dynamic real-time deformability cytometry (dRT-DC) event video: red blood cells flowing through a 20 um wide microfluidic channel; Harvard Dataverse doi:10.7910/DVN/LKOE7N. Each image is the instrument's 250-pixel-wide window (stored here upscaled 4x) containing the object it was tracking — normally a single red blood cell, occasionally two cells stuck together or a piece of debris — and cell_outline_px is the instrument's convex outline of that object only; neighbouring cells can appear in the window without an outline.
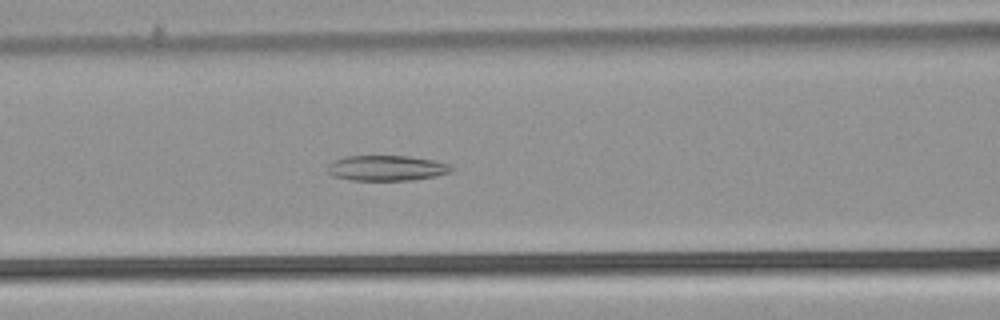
{"species": "common noctule bat (a hibernating species)", "species_latin": "Nyctalus noctula", "temperature_condition": "warm", "stored_images_in_passage": 50, "camera_frame_rate_fps": 3000, "um_per_image_px": 0.085, "animal": {"sex": "male", "body_mass_g": 21.5, "forearm_length_mm": 52.0}, "frame": {"image": 1, "passage_image": 20, "time_ms": 6.333, "image_size_px": [1000, 320], "cell_outline_px": [[456, 168], [452, 172], [436, 176], [412, 180], [352, 180], [332, 176], [328, 172], [328, 164], [332, 160], [344, 156], [408, 156], [432, 160], [448, 164]], "centroid_in_image_um": [32.86, 14.28], "position_along_channel_um": 133.7, "area_um2": 18.44}}
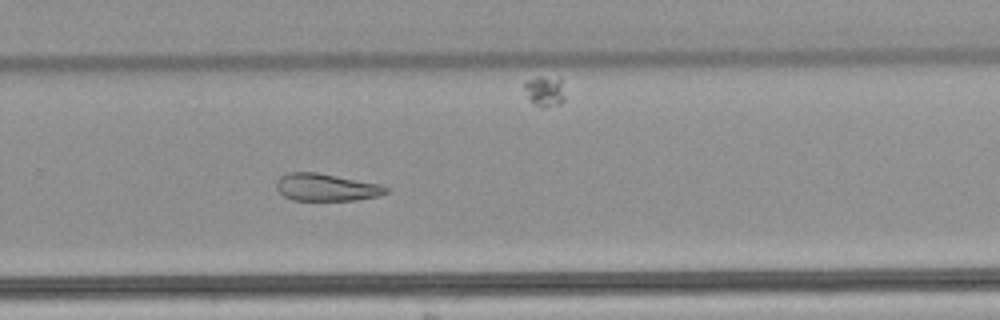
{"frame": {"image": 2, "passage_image": 33, "time_ms": 10.667, "image_size_px": [1000, 320], "cell_outline_px": [[388, 192], [380, 196], [356, 200], [292, 200], [284, 196], [276, 188], [276, 184], [280, 176], [288, 172], [316, 172], [380, 184], [388, 188]], "centroid_in_image_um": [27.73, 15.92], "position_along_channel_um": 302.1, "area_um2": 17.46}}
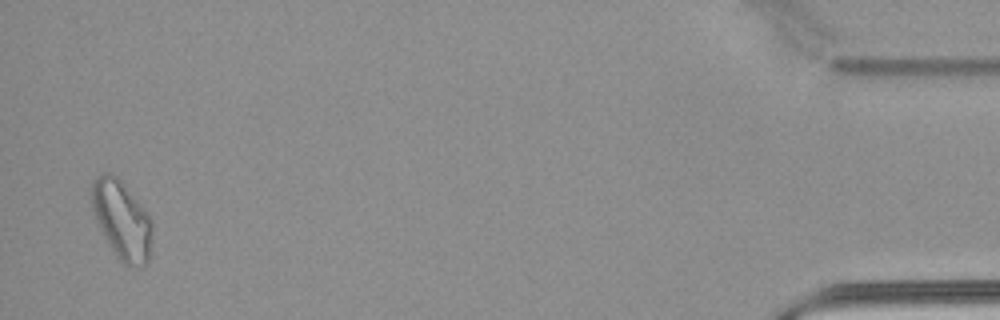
{"frame": {"image": 3, "passage_image": 49, "time_ms": 16.0, "image_size_px": [1000, 320], "cell_outline_px": [[152, 224], [148, 260], [144, 264], [132, 268], [116, 260], [96, 220], [92, 208], [92, 184], [104, 172], [108, 172], [116, 176], [120, 180], [136, 200], [148, 216]], "centroid_in_image_um": [10.33, 18.76], "position_along_channel_um": 424.9, "area_um2": 27.05}, "authors_computed_cell_mechanics": {"area_um2": 22.831, "velocity_mm_per_s": 3.8949, "shape_relaxation_time_tau1_ms": null, "shape_relaxation_time_tau2_ms": 8.1299, "deformation_change_tau1": null, "deformation_change_tau2": 0.1846}}